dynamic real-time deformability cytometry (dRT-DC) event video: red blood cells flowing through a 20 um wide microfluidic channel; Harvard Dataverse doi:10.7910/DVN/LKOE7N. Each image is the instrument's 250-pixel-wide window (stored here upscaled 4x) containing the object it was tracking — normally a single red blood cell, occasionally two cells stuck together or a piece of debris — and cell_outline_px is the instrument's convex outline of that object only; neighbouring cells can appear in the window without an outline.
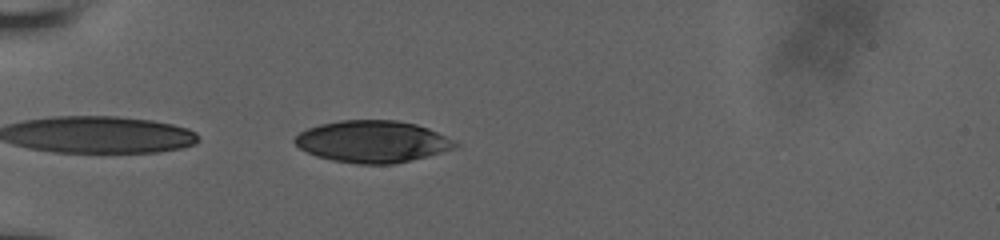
{"species": "human", "species_latin": "Homo sapiens", "temperature_condition": "room temperature", "stored_images_in_passage": 39, "camera_frame_rate_fps": 3000, "um_per_image_px": 0.085, "donor": {"sex": "male"}, "frame": {"image": 1, "passage_image": 1, "time_ms": 0.0, "image_size_px": [1000, 240], "cell_outline_px": [[460, 144], [452, 148], [440, 152], [392, 164], [356, 164], [332, 160], [316, 156], [300, 148], [292, 140], [300, 132], [308, 128], [320, 124], [340, 120], [396, 120], [416, 124], [428, 128]], "centroid_in_image_um": [31.6, 12.02], "position_along_channel_um": 53.4, "area_um2": 38.67}}
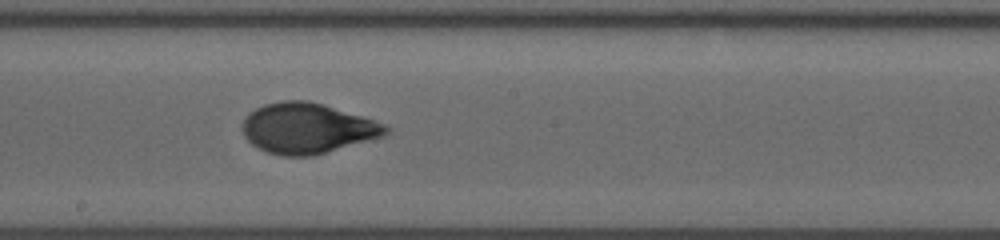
{"frame": {"image": 2, "passage_image": 16, "time_ms": 5.0, "image_size_px": [1000, 240], "cell_outline_px": [[392, 128], [384, 136], [312, 156], [284, 156], [268, 152], [252, 144], [244, 136], [240, 128], [240, 124], [244, 116], [248, 112], [264, 104], [284, 100], [308, 100], [360, 116], [384, 124]], "centroid_in_image_um": [26.06, 10.9], "position_along_channel_um": 222.1, "area_um2": 41.96}}
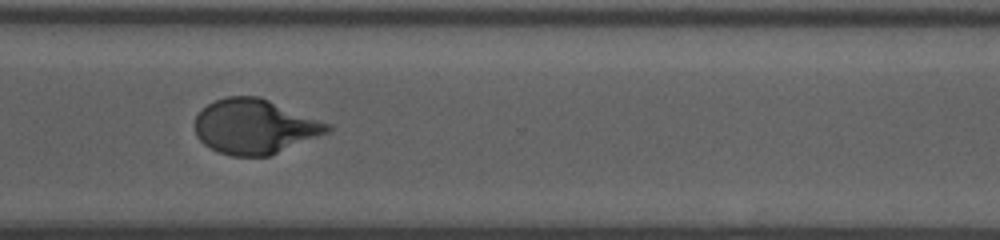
{"frame": {"image": 3, "passage_image": 26, "time_ms": 8.333, "image_size_px": [1000, 240], "cell_outline_px": [[332, 128], [328, 132], [272, 156], [232, 156], [220, 152], [204, 144], [196, 136], [196, 116], [208, 104], [216, 100], [228, 96], [256, 96], [268, 100], [332, 124]], "centroid_in_image_um": [21.68, 10.77], "position_along_channel_um": 348.9, "area_um2": 42.02}, "authors_computed_cell_mechanics": {"area_um2": 41.8472, "velocity_mm_per_s": 3.8224, "shape_relaxation_time_tau1_ms": 4.3522, "shape_relaxation_time_tau2_ms": 0.7369, "deformation_change_tau1": 0.1868, "deformation_change_tau2": 0.0567}}